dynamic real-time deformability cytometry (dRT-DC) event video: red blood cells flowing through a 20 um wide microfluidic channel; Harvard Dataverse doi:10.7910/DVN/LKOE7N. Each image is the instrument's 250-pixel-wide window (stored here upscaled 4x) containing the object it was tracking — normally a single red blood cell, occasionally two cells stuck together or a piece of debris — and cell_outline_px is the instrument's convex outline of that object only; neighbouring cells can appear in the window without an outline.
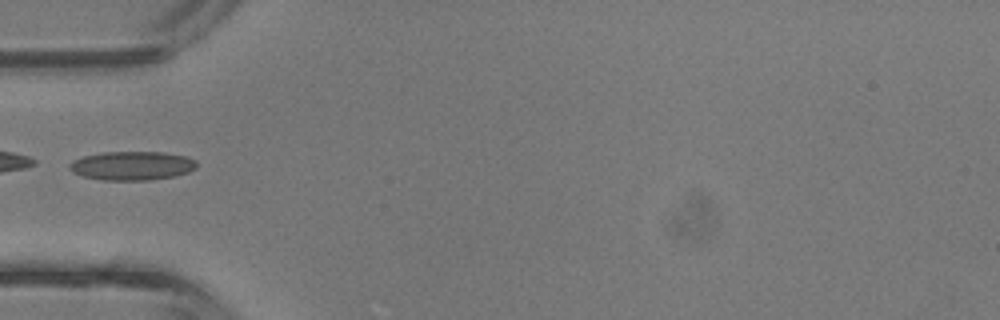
{"species": "common noctule bat (a hibernating species)", "species_latin": "Nyctalus noctula", "temperature_condition": "room temperature", "stored_images_in_passage": 1, "camera_frame_rate_fps": 3000, "um_per_image_px": 0.085, "animal": {"sex": "male", "body_mass_g": 13.3}, "frame": {"image": 1, "passage_image": 1, "time_ms": 0.0, "image_size_px": [1000, 320], "cell_outline_px": [[196, 168], [188, 172], [176, 176], [148, 180], [100, 180], [84, 176], [72, 172], [68, 168], [68, 164], [72, 160], [84, 156], [104, 152], [164, 152], [184, 156], [196, 160]], "centroid_in_image_um": [11.2, 14.09], "position_along_channel_um": 73.8, "area_um2": 21.44}}